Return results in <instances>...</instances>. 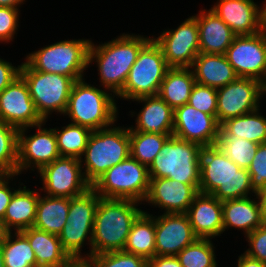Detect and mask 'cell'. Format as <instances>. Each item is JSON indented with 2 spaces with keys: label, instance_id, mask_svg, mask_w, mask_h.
I'll list each match as a JSON object with an SVG mask.
<instances>
[{
  "label": "cell",
  "instance_id": "obj_35",
  "mask_svg": "<svg viewBox=\"0 0 266 267\" xmlns=\"http://www.w3.org/2000/svg\"><path fill=\"white\" fill-rule=\"evenodd\" d=\"M216 145L235 164L248 169L255 157L259 144L246 139L226 137L221 131Z\"/></svg>",
  "mask_w": 266,
  "mask_h": 267
},
{
  "label": "cell",
  "instance_id": "obj_22",
  "mask_svg": "<svg viewBox=\"0 0 266 267\" xmlns=\"http://www.w3.org/2000/svg\"><path fill=\"white\" fill-rule=\"evenodd\" d=\"M132 101L144 103L135 120L134 131L160 136H172L174 110L158 95L143 96Z\"/></svg>",
  "mask_w": 266,
  "mask_h": 267
},
{
  "label": "cell",
  "instance_id": "obj_8",
  "mask_svg": "<svg viewBox=\"0 0 266 267\" xmlns=\"http://www.w3.org/2000/svg\"><path fill=\"white\" fill-rule=\"evenodd\" d=\"M150 183L149 169L131 155L102 174L91 187L101 198L128 199L142 204Z\"/></svg>",
  "mask_w": 266,
  "mask_h": 267
},
{
  "label": "cell",
  "instance_id": "obj_10",
  "mask_svg": "<svg viewBox=\"0 0 266 267\" xmlns=\"http://www.w3.org/2000/svg\"><path fill=\"white\" fill-rule=\"evenodd\" d=\"M19 75L27 84L35 108L45 122L54 111L57 114L65 113L75 82L71 77L36 71L25 62L20 65Z\"/></svg>",
  "mask_w": 266,
  "mask_h": 267
},
{
  "label": "cell",
  "instance_id": "obj_40",
  "mask_svg": "<svg viewBox=\"0 0 266 267\" xmlns=\"http://www.w3.org/2000/svg\"><path fill=\"white\" fill-rule=\"evenodd\" d=\"M93 267H148V260L124 251L91 255L87 258Z\"/></svg>",
  "mask_w": 266,
  "mask_h": 267
},
{
  "label": "cell",
  "instance_id": "obj_5",
  "mask_svg": "<svg viewBox=\"0 0 266 267\" xmlns=\"http://www.w3.org/2000/svg\"><path fill=\"white\" fill-rule=\"evenodd\" d=\"M114 126L92 131L82 155L84 160L80 159L84 176L91 185L108 169L130 156L129 127Z\"/></svg>",
  "mask_w": 266,
  "mask_h": 267
},
{
  "label": "cell",
  "instance_id": "obj_27",
  "mask_svg": "<svg viewBox=\"0 0 266 267\" xmlns=\"http://www.w3.org/2000/svg\"><path fill=\"white\" fill-rule=\"evenodd\" d=\"M223 232L229 227L248 235L262 225L258 200L250 197L222 202Z\"/></svg>",
  "mask_w": 266,
  "mask_h": 267
},
{
  "label": "cell",
  "instance_id": "obj_32",
  "mask_svg": "<svg viewBox=\"0 0 266 267\" xmlns=\"http://www.w3.org/2000/svg\"><path fill=\"white\" fill-rule=\"evenodd\" d=\"M0 247L4 267H38L34 250L21 232H8Z\"/></svg>",
  "mask_w": 266,
  "mask_h": 267
},
{
  "label": "cell",
  "instance_id": "obj_38",
  "mask_svg": "<svg viewBox=\"0 0 266 267\" xmlns=\"http://www.w3.org/2000/svg\"><path fill=\"white\" fill-rule=\"evenodd\" d=\"M18 129L0 120V173H17Z\"/></svg>",
  "mask_w": 266,
  "mask_h": 267
},
{
  "label": "cell",
  "instance_id": "obj_23",
  "mask_svg": "<svg viewBox=\"0 0 266 267\" xmlns=\"http://www.w3.org/2000/svg\"><path fill=\"white\" fill-rule=\"evenodd\" d=\"M198 24L200 53L225 54L237 36L212 10H201L193 16Z\"/></svg>",
  "mask_w": 266,
  "mask_h": 267
},
{
  "label": "cell",
  "instance_id": "obj_18",
  "mask_svg": "<svg viewBox=\"0 0 266 267\" xmlns=\"http://www.w3.org/2000/svg\"><path fill=\"white\" fill-rule=\"evenodd\" d=\"M196 239L186 213L155 216L156 256H176Z\"/></svg>",
  "mask_w": 266,
  "mask_h": 267
},
{
  "label": "cell",
  "instance_id": "obj_28",
  "mask_svg": "<svg viewBox=\"0 0 266 267\" xmlns=\"http://www.w3.org/2000/svg\"><path fill=\"white\" fill-rule=\"evenodd\" d=\"M195 83L194 73L191 68L170 67L157 95L175 110L188 103Z\"/></svg>",
  "mask_w": 266,
  "mask_h": 267
},
{
  "label": "cell",
  "instance_id": "obj_21",
  "mask_svg": "<svg viewBox=\"0 0 266 267\" xmlns=\"http://www.w3.org/2000/svg\"><path fill=\"white\" fill-rule=\"evenodd\" d=\"M186 214L197 238L211 239L223 233L222 202L212 194L199 192Z\"/></svg>",
  "mask_w": 266,
  "mask_h": 267
},
{
  "label": "cell",
  "instance_id": "obj_39",
  "mask_svg": "<svg viewBox=\"0 0 266 267\" xmlns=\"http://www.w3.org/2000/svg\"><path fill=\"white\" fill-rule=\"evenodd\" d=\"M100 196L90 187L83 194L70 198L68 223L94 225L95 211Z\"/></svg>",
  "mask_w": 266,
  "mask_h": 267
},
{
  "label": "cell",
  "instance_id": "obj_6",
  "mask_svg": "<svg viewBox=\"0 0 266 267\" xmlns=\"http://www.w3.org/2000/svg\"><path fill=\"white\" fill-rule=\"evenodd\" d=\"M92 40H63L29 53L25 63L33 70L83 79L89 66V48Z\"/></svg>",
  "mask_w": 266,
  "mask_h": 267
},
{
  "label": "cell",
  "instance_id": "obj_36",
  "mask_svg": "<svg viewBox=\"0 0 266 267\" xmlns=\"http://www.w3.org/2000/svg\"><path fill=\"white\" fill-rule=\"evenodd\" d=\"M93 225L66 223L59 233L63 250L69 255L71 259L79 260L84 259L81 253L82 247H84L85 240L89 242V248L92 244ZM90 237V238H89Z\"/></svg>",
  "mask_w": 266,
  "mask_h": 267
},
{
  "label": "cell",
  "instance_id": "obj_9",
  "mask_svg": "<svg viewBox=\"0 0 266 267\" xmlns=\"http://www.w3.org/2000/svg\"><path fill=\"white\" fill-rule=\"evenodd\" d=\"M169 68L161 48L151 38L139 51L123 90L117 96L130 101L157 95Z\"/></svg>",
  "mask_w": 266,
  "mask_h": 267
},
{
  "label": "cell",
  "instance_id": "obj_44",
  "mask_svg": "<svg viewBox=\"0 0 266 267\" xmlns=\"http://www.w3.org/2000/svg\"><path fill=\"white\" fill-rule=\"evenodd\" d=\"M245 237L251 248L249 247L244 253L253 259L266 263V225L262 224Z\"/></svg>",
  "mask_w": 266,
  "mask_h": 267
},
{
  "label": "cell",
  "instance_id": "obj_48",
  "mask_svg": "<svg viewBox=\"0 0 266 267\" xmlns=\"http://www.w3.org/2000/svg\"><path fill=\"white\" fill-rule=\"evenodd\" d=\"M237 261V267H266V263L253 259L245 253L241 254Z\"/></svg>",
  "mask_w": 266,
  "mask_h": 267
},
{
  "label": "cell",
  "instance_id": "obj_25",
  "mask_svg": "<svg viewBox=\"0 0 266 267\" xmlns=\"http://www.w3.org/2000/svg\"><path fill=\"white\" fill-rule=\"evenodd\" d=\"M39 196L25 185L16 189L2 219L8 232L12 227L14 232H21L34 226Z\"/></svg>",
  "mask_w": 266,
  "mask_h": 267
},
{
  "label": "cell",
  "instance_id": "obj_26",
  "mask_svg": "<svg viewBox=\"0 0 266 267\" xmlns=\"http://www.w3.org/2000/svg\"><path fill=\"white\" fill-rule=\"evenodd\" d=\"M21 233L34 250L38 267H62L72 259L63 250L58 235L30 227Z\"/></svg>",
  "mask_w": 266,
  "mask_h": 267
},
{
  "label": "cell",
  "instance_id": "obj_16",
  "mask_svg": "<svg viewBox=\"0 0 266 267\" xmlns=\"http://www.w3.org/2000/svg\"><path fill=\"white\" fill-rule=\"evenodd\" d=\"M0 120L18 130L34 128L45 122L38 114L27 84L20 75L0 93Z\"/></svg>",
  "mask_w": 266,
  "mask_h": 267
},
{
  "label": "cell",
  "instance_id": "obj_20",
  "mask_svg": "<svg viewBox=\"0 0 266 267\" xmlns=\"http://www.w3.org/2000/svg\"><path fill=\"white\" fill-rule=\"evenodd\" d=\"M261 7L254 0H219L210 10L241 36L264 30V6Z\"/></svg>",
  "mask_w": 266,
  "mask_h": 267
},
{
  "label": "cell",
  "instance_id": "obj_50",
  "mask_svg": "<svg viewBox=\"0 0 266 267\" xmlns=\"http://www.w3.org/2000/svg\"><path fill=\"white\" fill-rule=\"evenodd\" d=\"M25 0H0V7L19 8Z\"/></svg>",
  "mask_w": 266,
  "mask_h": 267
},
{
  "label": "cell",
  "instance_id": "obj_30",
  "mask_svg": "<svg viewBox=\"0 0 266 267\" xmlns=\"http://www.w3.org/2000/svg\"><path fill=\"white\" fill-rule=\"evenodd\" d=\"M124 252L147 260L155 256V216L143 211L133 222Z\"/></svg>",
  "mask_w": 266,
  "mask_h": 267
},
{
  "label": "cell",
  "instance_id": "obj_31",
  "mask_svg": "<svg viewBox=\"0 0 266 267\" xmlns=\"http://www.w3.org/2000/svg\"><path fill=\"white\" fill-rule=\"evenodd\" d=\"M259 110L228 119L220 125V131L226 137L246 139L257 144L266 143V118Z\"/></svg>",
  "mask_w": 266,
  "mask_h": 267
},
{
  "label": "cell",
  "instance_id": "obj_42",
  "mask_svg": "<svg viewBox=\"0 0 266 267\" xmlns=\"http://www.w3.org/2000/svg\"><path fill=\"white\" fill-rule=\"evenodd\" d=\"M247 170L250 174L252 189L256 193L266 190V143L259 144Z\"/></svg>",
  "mask_w": 266,
  "mask_h": 267
},
{
  "label": "cell",
  "instance_id": "obj_14",
  "mask_svg": "<svg viewBox=\"0 0 266 267\" xmlns=\"http://www.w3.org/2000/svg\"><path fill=\"white\" fill-rule=\"evenodd\" d=\"M153 39L161 48L169 67L191 68L200 53L198 24L193 16L176 29L164 30Z\"/></svg>",
  "mask_w": 266,
  "mask_h": 267
},
{
  "label": "cell",
  "instance_id": "obj_46",
  "mask_svg": "<svg viewBox=\"0 0 266 267\" xmlns=\"http://www.w3.org/2000/svg\"><path fill=\"white\" fill-rule=\"evenodd\" d=\"M20 73V65L14 67L12 63L0 58V93L16 78Z\"/></svg>",
  "mask_w": 266,
  "mask_h": 267
},
{
  "label": "cell",
  "instance_id": "obj_49",
  "mask_svg": "<svg viewBox=\"0 0 266 267\" xmlns=\"http://www.w3.org/2000/svg\"><path fill=\"white\" fill-rule=\"evenodd\" d=\"M254 196L259 202L262 224L266 225V190L256 193Z\"/></svg>",
  "mask_w": 266,
  "mask_h": 267
},
{
  "label": "cell",
  "instance_id": "obj_34",
  "mask_svg": "<svg viewBox=\"0 0 266 267\" xmlns=\"http://www.w3.org/2000/svg\"><path fill=\"white\" fill-rule=\"evenodd\" d=\"M130 155L148 168L170 136L134 131L129 127Z\"/></svg>",
  "mask_w": 266,
  "mask_h": 267
},
{
  "label": "cell",
  "instance_id": "obj_37",
  "mask_svg": "<svg viewBox=\"0 0 266 267\" xmlns=\"http://www.w3.org/2000/svg\"><path fill=\"white\" fill-rule=\"evenodd\" d=\"M211 239L197 238L176 255L182 267H217Z\"/></svg>",
  "mask_w": 266,
  "mask_h": 267
},
{
  "label": "cell",
  "instance_id": "obj_7",
  "mask_svg": "<svg viewBox=\"0 0 266 267\" xmlns=\"http://www.w3.org/2000/svg\"><path fill=\"white\" fill-rule=\"evenodd\" d=\"M202 148L195 142L170 136L148 168L150 178H169L185 184H199Z\"/></svg>",
  "mask_w": 266,
  "mask_h": 267
},
{
  "label": "cell",
  "instance_id": "obj_4",
  "mask_svg": "<svg viewBox=\"0 0 266 267\" xmlns=\"http://www.w3.org/2000/svg\"><path fill=\"white\" fill-rule=\"evenodd\" d=\"M106 90L91 86L84 79L75 81L63 115H68L72 124L92 131L113 126L117 120L118 107L113 93Z\"/></svg>",
  "mask_w": 266,
  "mask_h": 267
},
{
  "label": "cell",
  "instance_id": "obj_33",
  "mask_svg": "<svg viewBox=\"0 0 266 267\" xmlns=\"http://www.w3.org/2000/svg\"><path fill=\"white\" fill-rule=\"evenodd\" d=\"M61 128H54L60 156L82 159L92 130L72 123Z\"/></svg>",
  "mask_w": 266,
  "mask_h": 267
},
{
  "label": "cell",
  "instance_id": "obj_19",
  "mask_svg": "<svg viewBox=\"0 0 266 267\" xmlns=\"http://www.w3.org/2000/svg\"><path fill=\"white\" fill-rule=\"evenodd\" d=\"M199 184H185L169 178H150L147 196L143 202L165 210V214L187 213Z\"/></svg>",
  "mask_w": 266,
  "mask_h": 267
},
{
  "label": "cell",
  "instance_id": "obj_1",
  "mask_svg": "<svg viewBox=\"0 0 266 267\" xmlns=\"http://www.w3.org/2000/svg\"><path fill=\"white\" fill-rule=\"evenodd\" d=\"M199 192L212 194L221 202L256 195L249 171L231 161L217 145L202 148Z\"/></svg>",
  "mask_w": 266,
  "mask_h": 267
},
{
  "label": "cell",
  "instance_id": "obj_15",
  "mask_svg": "<svg viewBox=\"0 0 266 267\" xmlns=\"http://www.w3.org/2000/svg\"><path fill=\"white\" fill-rule=\"evenodd\" d=\"M44 124L45 122L35 126V129L38 128V131L33 135L26 134L28 132L26 130L28 128L32 129V127L18 130V175L22 171L28 170V168L33 171L36 168L39 171L43 166L61 157L54 129L42 128Z\"/></svg>",
  "mask_w": 266,
  "mask_h": 267
},
{
  "label": "cell",
  "instance_id": "obj_43",
  "mask_svg": "<svg viewBox=\"0 0 266 267\" xmlns=\"http://www.w3.org/2000/svg\"><path fill=\"white\" fill-rule=\"evenodd\" d=\"M19 8L0 7V42H10L19 27Z\"/></svg>",
  "mask_w": 266,
  "mask_h": 267
},
{
  "label": "cell",
  "instance_id": "obj_24",
  "mask_svg": "<svg viewBox=\"0 0 266 267\" xmlns=\"http://www.w3.org/2000/svg\"><path fill=\"white\" fill-rule=\"evenodd\" d=\"M191 69L196 83L215 89L224 87L238 77L225 54L199 53Z\"/></svg>",
  "mask_w": 266,
  "mask_h": 267
},
{
  "label": "cell",
  "instance_id": "obj_3",
  "mask_svg": "<svg viewBox=\"0 0 266 267\" xmlns=\"http://www.w3.org/2000/svg\"><path fill=\"white\" fill-rule=\"evenodd\" d=\"M152 37L125 34L95 45L92 41L89 48V65L95 60L102 88L116 96L123 90L127 76L135 63L141 48Z\"/></svg>",
  "mask_w": 266,
  "mask_h": 267
},
{
  "label": "cell",
  "instance_id": "obj_54",
  "mask_svg": "<svg viewBox=\"0 0 266 267\" xmlns=\"http://www.w3.org/2000/svg\"><path fill=\"white\" fill-rule=\"evenodd\" d=\"M0 267H4V258L1 247H0Z\"/></svg>",
  "mask_w": 266,
  "mask_h": 267
},
{
  "label": "cell",
  "instance_id": "obj_11",
  "mask_svg": "<svg viewBox=\"0 0 266 267\" xmlns=\"http://www.w3.org/2000/svg\"><path fill=\"white\" fill-rule=\"evenodd\" d=\"M263 95H265V84L248 77H237L224 87L218 88L217 122L221 125L228 119L259 109Z\"/></svg>",
  "mask_w": 266,
  "mask_h": 267
},
{
  "label": "cell",
  "instance_id": "obj_2",
  "mask_svg": "<svg viewBox=\"0 0 266 267\" xmlns=\"http://www.w3.org/2000/svg\"><path fill=\"white\" fill-rule=\"evenodd\" d=\"M137 204L141 203L128 199L99 198L91 249L89 254H84V259L91 255L123 251L133 222L144 211Z\"/></svg>",
  "mask_w": 266,
  "mask_h": 267
},
{
  "label": "cell",
  "instance_id": "obj_51",
  "mask_svg": "<svg viewBox=\"0 0 266 267\" xmlns=\"http://www.w3.org/2000/svg\"><path fill=\"white\" fill-rule=\"evenodd\" d=\"M68 267H93V266L87 259H79V260L72 259L68 263Z\"/></svg>",
  "mask_w": 266,
  "mask_h": 267
},
{
  "label": "cell",
  "instance_id": "obj_12",
  "mask_svg": "<svg viewBox=\"0 0 266 267\" xmlns=\"http://www.w3.org/2000/svg\"><path fill=\"white\" fill-rule=\"evenodd\" d=\"M80 159L59 157L38 172L47 196L73 198L87 191L91 184L84 176Z\"/></svg>",
  "mask_w": 266,
  "mask_h": 267
},
{
  "label": "cell",
  "instance_id": "obj_53",
  "mask_svg": "<svg viewBox=\"0 0 266 267\" xmlns=\"http://www.w3.org/2000/svg\"><path fill=\"white\" fill-rule=\"evenodd\" d=\"M264 6V30L266 32V1L263 4Z\"/></svg>",
  "mask_w": 266,
  "mask_h": 267
},
{
  "label": "cell",
  "instance_id": "obj_52",
  "mask_svg": "<svg viewBox=\"0 0 266 267\" xmlns=\"http://www.w3.org/2000/svg\"><path fill=\"white\" fill-rule=\"evenodd\" d=\"M7 234L8 231L5 228L4 222L2 219H0V245L4 242Z\"/></svg>",
  "mask_w": 266,
  "mask_h": 267
},
{
  "label": "cell",
  "instance_id": "obj_29",
  "mask_svg": "<svg viewBox=\"0 0 266 267\" xmlns=\"http://www.w3.org/2000/svg\"><path fill=\"white\" fill-rule=\"evenodd\" d=\"M70 198L39 196L34 228L59 235L68 220Z\"/></svg>",
  "mask_w": 266,
  "mask_h": 267
},
{
  "label": "cell",
  "instance_id": "obj_17",
  "mask_svg": "<svg viewBox=\"0 0 266 267\" xmlns=\"http://www.w3.org/2000/svg\"><path fill=\"white\" fill-rule=\"evenodd\" d=\"M220 125L210 114L195 109L188 103L174 110L173 135L202 147L217 143Z\"/></svg>",
  "mask_w": 266,
  "mask_h": 267
},
{
  "label": "cell",
  "instance_id": "obj_47",
  "mask_svg": "<svg viewBox=\"0 0 266 267\" xmlns=\"http://www.w3.org/2000/svg\"><path fill=\"white\" fill-rule=\"evenodd\" d=\"M148 267H182L176 256H154L148 260Z\"/></svg>",
  "mask_w": 266,
  "mask_h": 267
},
{
  "label": "cell",
  "instance_id": "obj_45",
  "mask_svg": "<svg viewBox=\"0 0 266 267\" xmlns=\"http://www.w3.org/2000/svg\"><path fill=\"white\" fill-rule=\"evenodd\" d=\"M15 176H18L17 173H11V174H1L0 175V219L4 218V215L6 213V209L10 203V200L14 194V191H12L9 187V181L12 179L13 181V177L15 178Z\"/></svg>",
  "mask_w": 266,
  "mask_h": 267
},
{
  "label": "cell",
  "instance_id": "obj_13",
  "mask_svg": "<svg viewBox=\"0 0 266 267\" xmlns=\"http://www.w3.org/2000/svg\"><path fill=\"white\" fill-rule=\"evenodd\" d=\"M225 56L238 77L254 78L266 84V32L236 36Z\"/></svg>",
  "mask_w": 266,
  "mask_h": 267
},
{
  "label": "cell",
  "instance_id": "obj_41",
  "mask_svg": "<svg viewBox=\"0 0 266 267\" xmlns=\"http://www.w3.org/2000/svg\"><path fill=\"white\" fill-rule=\"evenodd\" d=\"M188 104L203 113L213 115L217 113V89L195 83L188 100Z\"/></svg>",
  "mask_w": 266,
  "mask_h": 267
}]
</instances>
